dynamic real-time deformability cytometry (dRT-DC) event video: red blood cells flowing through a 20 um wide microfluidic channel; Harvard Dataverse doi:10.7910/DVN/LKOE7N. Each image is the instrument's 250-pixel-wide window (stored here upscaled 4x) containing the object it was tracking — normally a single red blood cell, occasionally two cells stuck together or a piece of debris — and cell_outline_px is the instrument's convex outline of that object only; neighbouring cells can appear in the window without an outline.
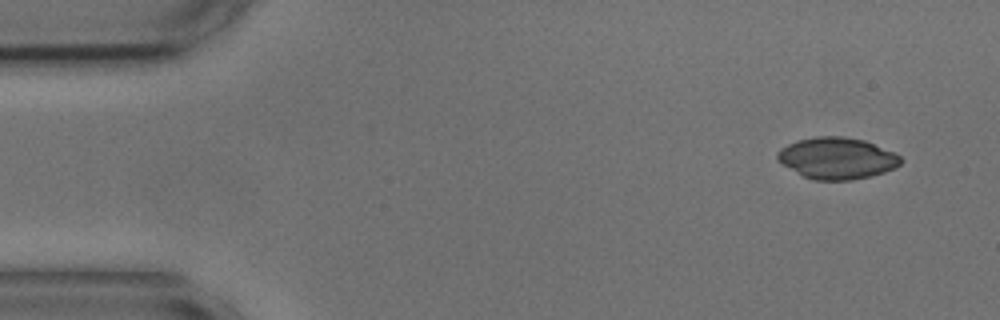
{"species": "common noctule bat (a hibernating species)", "species_latin": "Nyctalus noctula", "temperature_condition": "cold", "stored_images_in_passage": 13, "camera_frame_rate_fps": 3000, "um_per_image_px": 0.085, "animal": {"sex": "male", "body_mass_g": 17.9, "forearm_length_mm": 54.2}, "frame": {"image": 1, "passage_image": 1, "time_ms": 0.0, "image_size_px": [1000, 320], "cell_outline_px": [[904, 160], [900, 164], [884, 172], [852, 180], [812, 180], [804, 176], [784, 164], [776, 156], [776, 152], [780, 148], [796, 140], [816, 136], [844, 136], [864, 140], [896, 152]], "centroid_in_image_um": [71.16, 13.43], "position_along_channel_um": 13.8, "area_um2": 29.77}}
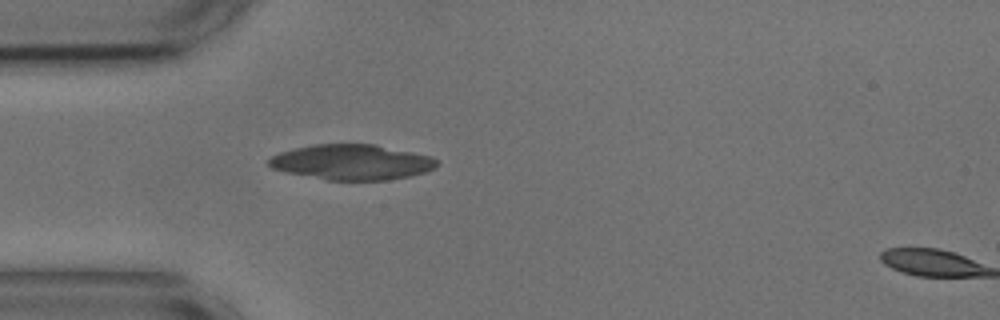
{"frame": {"image": 2, "passage_image": 12, "time_ms": 3.667, "image_size_px": [1000, 320], "cell_outline_px": [[440, 164], [436, 168], [424, 172], [408, 176], [388, 180], [328, 180], [284, 172], [272, 168], [264, 160], [280, 152], [312, 144], [376, 144], [432, 156]], "centroid_in_image_um": [29.9, 13.78], "position_along_channel_um": 55.1, "area_um2": 34.8}}